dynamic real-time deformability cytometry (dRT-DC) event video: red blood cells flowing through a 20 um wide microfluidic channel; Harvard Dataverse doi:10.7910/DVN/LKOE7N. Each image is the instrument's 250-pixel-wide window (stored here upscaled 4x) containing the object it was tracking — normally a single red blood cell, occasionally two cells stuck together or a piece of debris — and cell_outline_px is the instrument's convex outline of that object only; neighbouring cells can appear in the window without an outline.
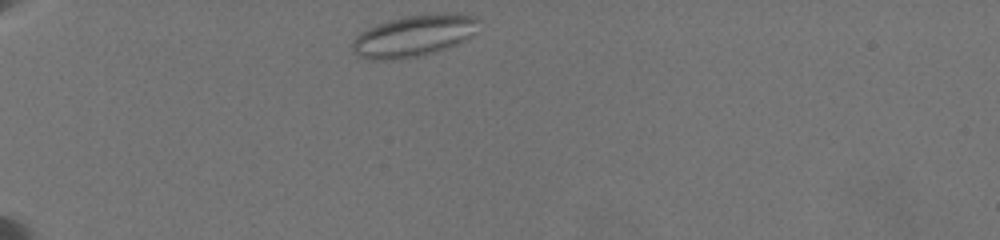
{"species": "common noctule bat (a hibernating species)", "species_latin": "Nyctalus noctula", "temperature_condition": "warm", "stored_images_in_passage": 3, "camera_frame_rate_fps": 3000, "um_per_image_px": 0.085, "animal": {"sex": "female", "body_mass_g": 19.5, "forearm_length_mm": 54.1}, "frame": {"image": 1, "passage_image": 1, "time_ms": 0.0, "image_size_px": [1000, 240], "cell_outline_px": [[480, 20], [476, 32], [464, 40], [456, 44], [444, 48], [416, 56], [392, 60], [372, 60], [360, 56], [352, 52], [352, 40], [360, 32], [368, 28], [388, 20], [404, 16], [456, 12], [476, 16]], "centroid_in_image_um": [35.18, 3.02], "position_along_channel_um": 49.8, "area_um2": 30.52}}